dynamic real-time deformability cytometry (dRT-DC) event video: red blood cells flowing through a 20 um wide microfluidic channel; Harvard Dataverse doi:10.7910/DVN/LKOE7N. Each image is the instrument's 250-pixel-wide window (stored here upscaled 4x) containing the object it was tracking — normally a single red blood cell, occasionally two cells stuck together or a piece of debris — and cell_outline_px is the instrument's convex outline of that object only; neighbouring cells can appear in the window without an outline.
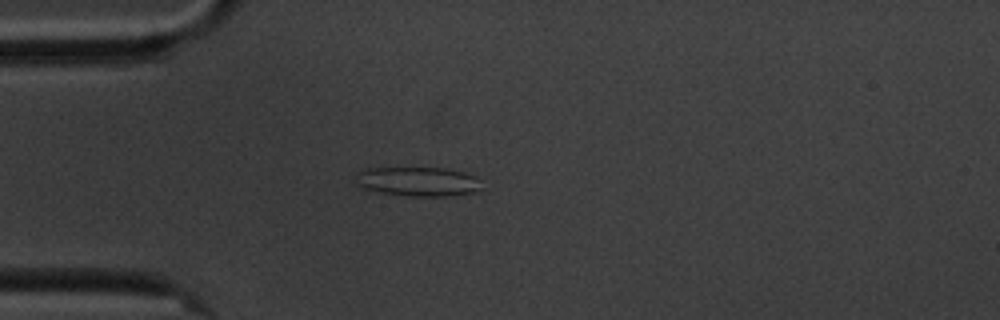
{"species": "common noctule bat (a hibernating species)", "species_latin": "Nyctalus noctula", "temperature_condition": "cold", "stored_images_in_passage": 44, "camera_frame_rate_fps": 3000, "um_per_image_px": 0.085, "animal": {"sex": "male", "body_mass_g": 20.1, "forearm_length_mm": 53.5}, "frame": {"image": 1, "passage_image": 1, "time_ms": 0.0, "image_size_px": [1000, 320], "cell_outline_px": [[484, 188], [476, 192], [444, 196], [412, 196], [376, 192], [364, 188], [356, 184], [360, 172], [364, 168], [444, 168], [464, 172], [476, 176], [480, 180]], "centroid_in_image_um": [35.6, 15.43], "position_along_channel_um": 49.4, "area_um2": 21.56}}
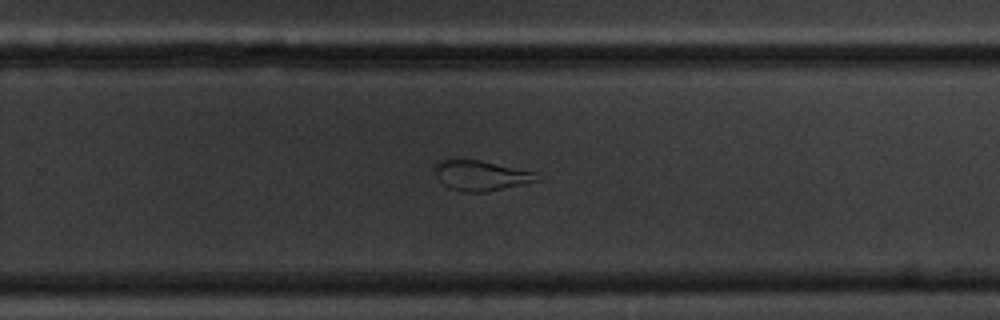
{"frame": {"image": 2, "passage_image": 23, "time_ms": 7.333, "image_size_px": [1000, 320], "cell_outline_px": [[540, 180], [484, 192], [464, 192], [448, 188], [436, 176], [436, 164], [440, 160], [480, 160], [532, 172]], "centroid_in_image_um": [40.82, 14.93], "position_along_channel_um": 289.0, "area_um2": 17.28}}
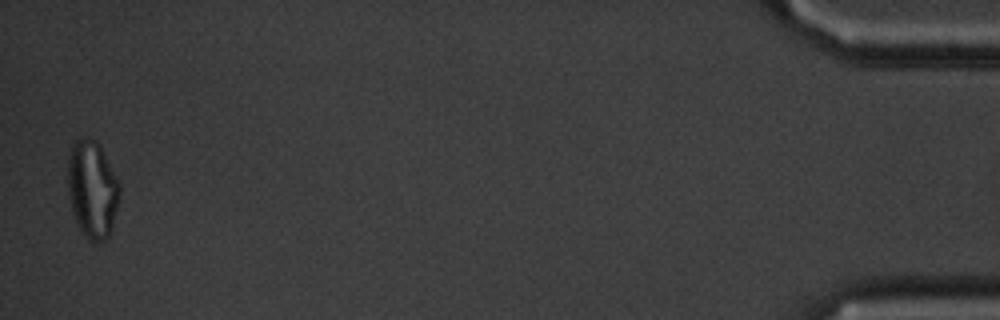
{"frame": {"image": 3, "passage_image": 43, "time_ms": 14.0, "image_size_px": [1000, 320], "cell_outline_px": [[120, 200], [112, 232], [104, 240], [88, 240], [84, 236], [72, 212], [68, 192], [68, 156], [72, 144], [76, 140], [84, 136], [88, 136], [96, 140], [116, 176], [120, 184]], "centroid_in_image_um": [7.86, 16.09], "position_along_channel_um": 427.3, "area_um2": 29.65}, "authors_computed_cell_mechanics": {"area_um2": 18.785, "velocity_mm_per_s": 3.4171, "shape_relaxation_time_tau1_ms": null, "shape_relaxation_time_tau2_ms": 2.3644, "deformation_change_tau1": null, "deformation_change_tau2": 0.1189}}